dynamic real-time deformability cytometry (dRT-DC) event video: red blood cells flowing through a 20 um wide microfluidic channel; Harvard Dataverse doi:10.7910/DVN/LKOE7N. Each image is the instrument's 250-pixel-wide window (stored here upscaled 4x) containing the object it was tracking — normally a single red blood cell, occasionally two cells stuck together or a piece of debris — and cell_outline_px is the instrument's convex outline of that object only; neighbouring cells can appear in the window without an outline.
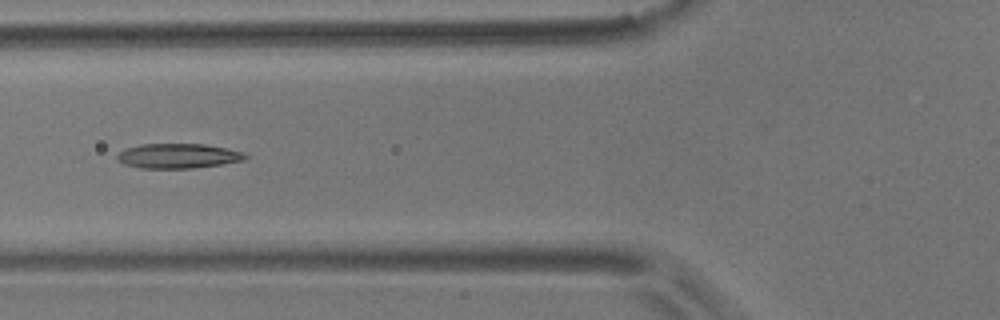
{"species": "common noctule bat (a hibernating species)", "species_latin": "Nyctalus noctula", "temperature_condition": "room temperature", "stored_images_in_passage": 7, "camera_frame_rate_fps": 3000, "um_per_image_px": 0.085, "animal": {"sex": "male", "body_mass_g": 17.9}, "frame": {"image": 1, "passage_image": 3, "time_ms": 0.667, "image_size_px": [1000, 320], "cell_outline_px": [[248, 156], [244, 160], [220, 164], [192, 168], [140, 168], [124, 164], [116, 156], [120, 152], [128, 148], [140, 144], [204, 144], [244, 152]], "centroid_in_image_um": [15.14, 13.25], "position_along_channel_um": 110.7, "area_um2": 18.21}}
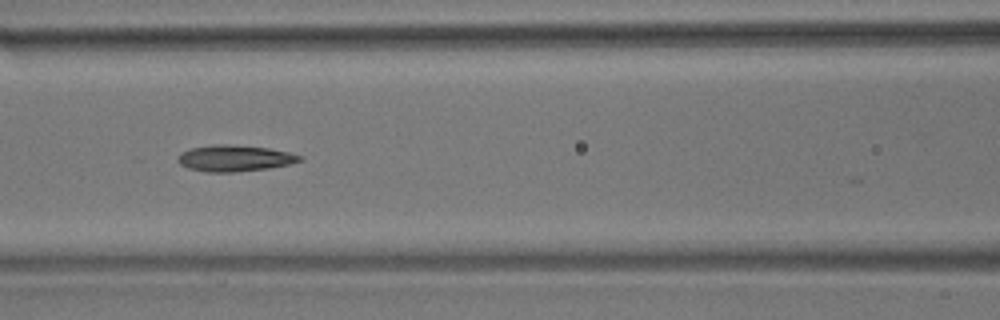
{"frame": {"image": 2, "passage_image": 4, "time_ms": 1.0, "image_size_px": [1000, 320], "cell_outline_px": [[304, 160], [288, 164], [268, 168], [232, 172], [208, 172], [188, 168], [180, 164], [176, 160], [180, 152], [192, 148], [216, 144], [228, 144], [268, 148], [288, 152], [304, 156]], "centroid_in_image_um": [19.94, 13.45], "position_along_channel_um": 146.7, "area_um2": 18.61}}
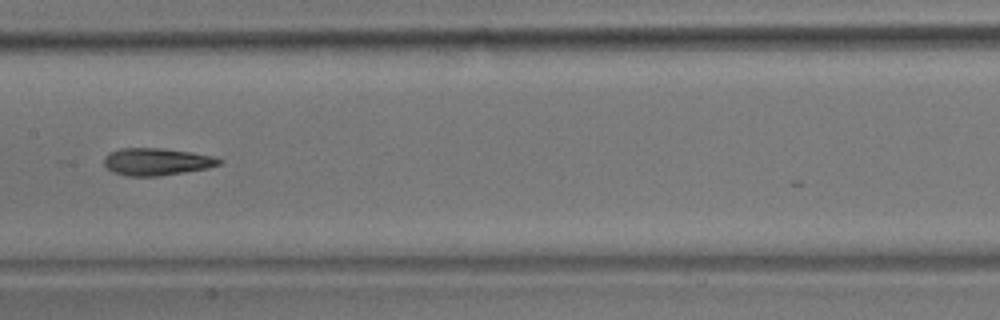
{"frame": {"image": 3, "passage_image": 5, "time_ms": 1.333, "image_size_px": [1000, 320], "cell_outline_px": [[224, 160], [220, 164], [208, 168], [160, 176], [128, 176], [112, 172], [104, 164], [104, 156], [108, 152], [120, 148], [164, 148], [192, 152], [212, 156]], "centroid_in_image_um": [13.3, 13.74], "position_along_channel_um": 194.1, "area_um2": 18.44}}